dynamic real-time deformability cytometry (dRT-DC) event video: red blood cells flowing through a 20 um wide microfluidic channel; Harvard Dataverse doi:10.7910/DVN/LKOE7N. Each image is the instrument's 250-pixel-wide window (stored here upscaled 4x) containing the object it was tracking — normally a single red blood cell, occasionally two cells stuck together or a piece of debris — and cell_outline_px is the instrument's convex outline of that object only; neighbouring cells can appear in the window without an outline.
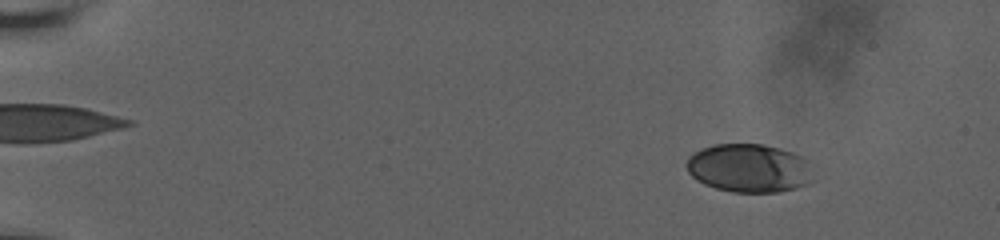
{"species": "human", "species_latin": "Homo sapiens", "temperature_condition": "room temperature", "stored_images_in_passage": 61, "camera_frame_rate_fps": 3000, "um_per_image_px": 0.085, "donor": {"sex": "male"}, "frame": {"image": 1, "passage_image": 9, "time_ms": 2.667, "image_size_px": [1000, 240], "cell_outline_px": [[812, 180], [808, 184], [796, 188], [776, 192], [732, 192], [716, 188], [704, 184], [696, 180], [688, 172], [684, 164], [688, 156], [712, 144], [760, 144], [792, 152], [800, 156], [804, 160]], "centroid_in_image_um": [63.59, 14.3], "position_along_channel_um": 21.4, "area_um2": 35.43}}
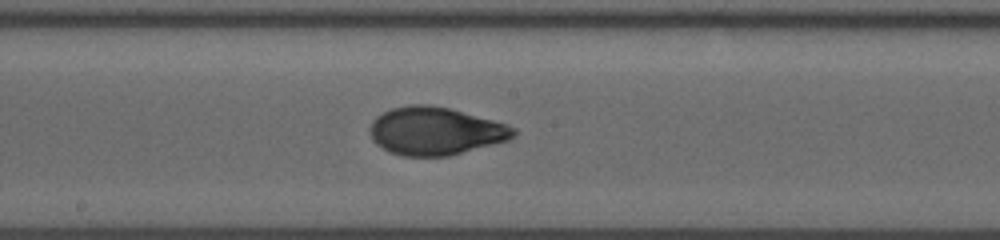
{"frame": {"image": 2, "passage_image": 36, "time_ms": 11.667, "image_size_px": [1000, 240], "cell_outline_px": [[516, 132], [508, 140], [448, 156], [400, 156], [388, 152], [376, 144], [372, 140], [368, 128], [372, 120], [376, 116], [392, 108], [408, 104], [428, 104], [448, 108], [508, 124], [516, 128]], "centroid_in_image_um": [36.95, 11.14], "position_along_channel_um": 211.2, "area_um2": 40.17}}
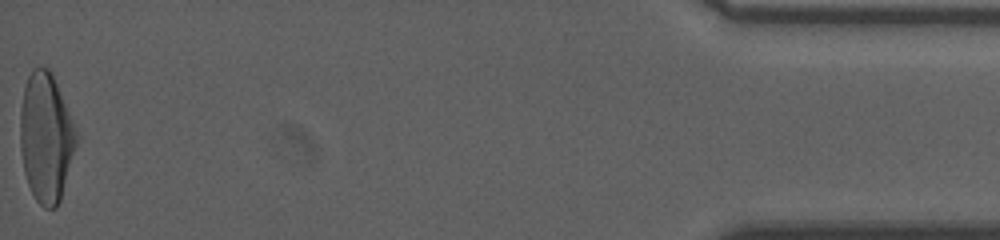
{"frame": {"image": 3, "passage_image": 61, "time_ms": 20.0, "image_size_px": [1000, 240], "cell_outline_px": [[80, 136], [60, 200], [56, 208], [44, 208], [36, 200], [28, 184], [24, 172], [20, 148], [20, 112], [24, 84], [32, 68], [48, 68], [52, 72]], "centroid_in_image_um": [3.92, 11.67], "position_along_channel_um": 431.3, "area_um2": 42.71}, "authors_computed_cell_mechanics": {"area_um2": 38.7838, "velocity_mm_per_s": 3.6711, "shape_relaxation_time_tau1_ms": 5.1514, "shape_relaxation_time_tau2_ms": 0.9631, "deformation_change_tau1": 0.1912, "deformation_change_tau2": 0.0571}}